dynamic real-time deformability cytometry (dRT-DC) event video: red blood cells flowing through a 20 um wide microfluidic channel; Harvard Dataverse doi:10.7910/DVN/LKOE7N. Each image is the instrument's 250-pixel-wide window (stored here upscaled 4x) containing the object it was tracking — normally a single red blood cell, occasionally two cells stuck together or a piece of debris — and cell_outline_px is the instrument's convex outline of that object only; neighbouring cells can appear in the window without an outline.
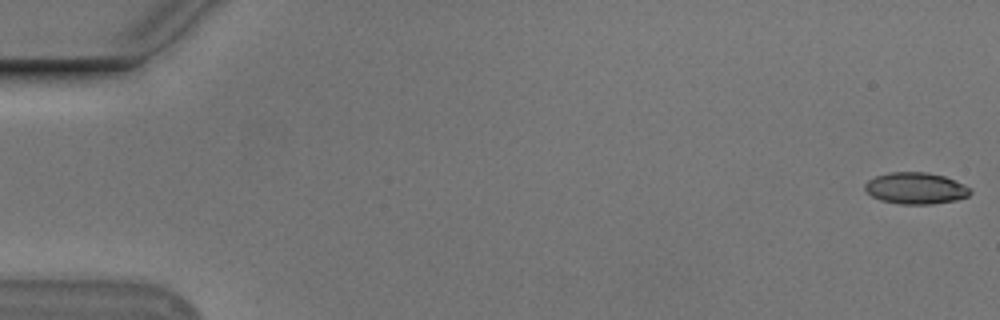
{"species": "Egyptian fruit bat (a non-hibernating species)", "species_latin": "Rousettus aegyptiacus", "temperature_condition": "cold", "stored_images_in_passage": 55, "camera_frame_rate_fps": 3000, "um_per_image_px": 0.085, "animal": {"sex": "male"}, "frame": {"image": 1, "passage_image": 1, "time_ms": 0.0, "image_size_px": [1000, 320], "cell_outline_px": [[972, 192], [968, 196], [956, 200], [932, 204], [900, 204], [880, 200], [872, 196], [864, 188], [864, 184], [868, 180], [876, 176], [888, 172], [928, 172], [944, 176], [972, 188]], "centroid_in_image_um": [77.84, 16.0], "position_along_channel_um": 7.2, "area_um2": 19.42}}
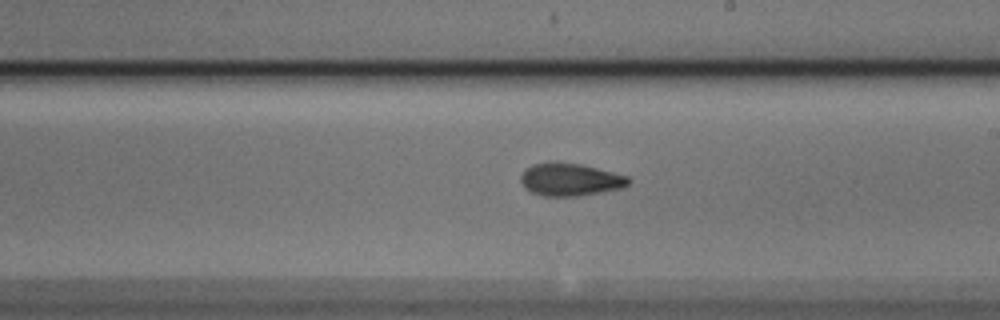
{"frame": {"image": 2, "passage_image": 32, "time_ms": 10.333, "image_size_px": [1000, 320], "cell_outline_px": [[632, 180], [628, 184], [620, 188], [580, 196], [544, 196], [532, 192], [524, 188], [520, 180], [520, 176], [532, 164], [548, 160], [556, 160], [580, 164], [628, 176]], "centroid_in_image_um": [48.43, 15.24], "position_along_channel_um": 240.6, "area_um2": 20.69}}
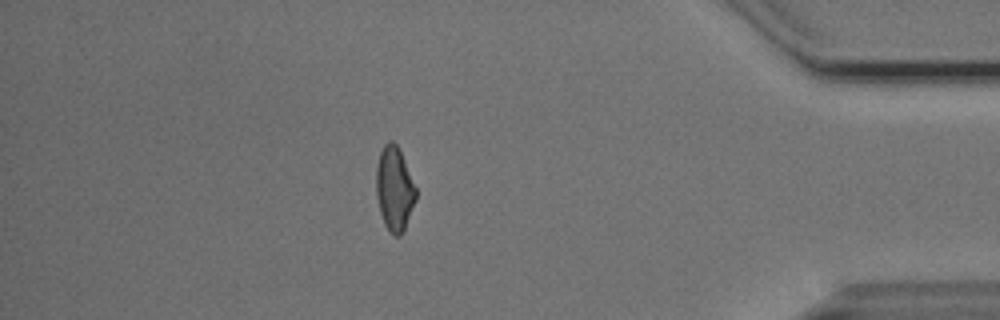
{"frame": {"image": 3, "passage_image": 48, "time_ms": 15.667, "image_size_px": [1000, 320], "cell_outline_px": [[416, 200], [404, 232], [400, 236], [396, 236], [388, 232], [384, 224], [380, 212], [376, 196], [376, 168], [380, 152], [384, 144], [388, 140], [392, 140], [396, 144], [404, 160], [416, 188]], "centroid_in_image_um": [33.52, 16.09], "position_along_channel_um": 401.7, "area_um2": 19.59}}